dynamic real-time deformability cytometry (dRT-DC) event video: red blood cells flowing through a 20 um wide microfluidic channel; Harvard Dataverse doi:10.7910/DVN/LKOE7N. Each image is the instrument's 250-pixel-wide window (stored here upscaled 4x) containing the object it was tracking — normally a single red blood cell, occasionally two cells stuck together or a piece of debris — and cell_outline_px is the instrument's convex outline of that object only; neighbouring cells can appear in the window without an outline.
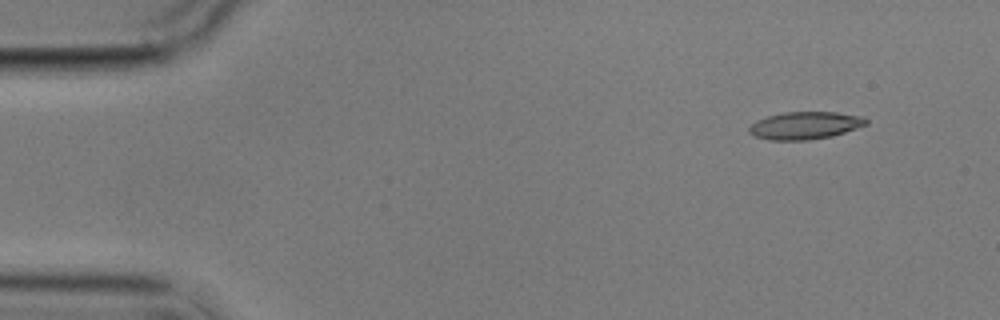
{"species": "common noctule bat (a hibernating species)", "species_latin": "Nyctalus noctula", "temperature_condition": "cold", "stored_images_in_passage": 4, "camera_frame_rate_fps": 3000, "um_per_image_px": 0.085, "animal": {"sex": "male", "body_mass_g": 17.9}, "frame": {"image": 1, "passage_image": 1, "time_ms": 0.0, "image_size_px": [1000, 320], "cell_outline_px": [[868, 124], [832, 136], [808, 140], [768, 140], [756, 136], [748, 132], [748, 128], [756, 120], [768, 116], [784, 112], [836, 112], [864, 116], [868, 120]], "centroid_in_image_um": [68.44, 10.66], "position_along_channel_um": 16.6, "area_um2": 18.79}}
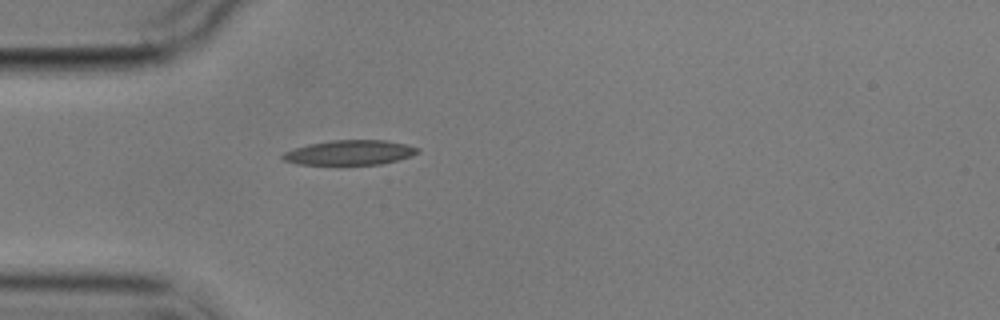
{"frame": {"image": 2, "passage_image": 4, "time_ms": 3.667, "image_size_px": [1000, 320], "cell_outline_px": [[420, 152], [412, 156], [380, 164], [340, 168], [296, 164], [284, 160], [280, 156], [284, 152], [308, 144], [332, 140], [384, 140], [408, 144], [420, 148]], "centroid_in_image_um": [29.71, 13.02], "position_along_channel_um": 55.3, "area_um2": 20.63}}